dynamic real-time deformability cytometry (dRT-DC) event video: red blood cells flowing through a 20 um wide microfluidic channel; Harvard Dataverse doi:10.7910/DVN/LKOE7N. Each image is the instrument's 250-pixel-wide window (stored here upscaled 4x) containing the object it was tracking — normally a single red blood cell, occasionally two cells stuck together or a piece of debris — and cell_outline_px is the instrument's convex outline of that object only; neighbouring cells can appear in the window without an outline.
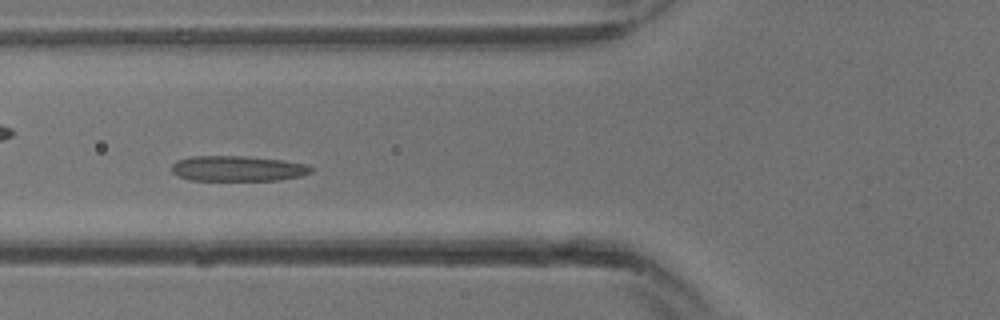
{"species": "common noctule bat (a hibernating species)", "species_latin": "Nyctalus noctula", "temperature_condition": "warm", "stored_images_in_passage": 31, "camera_frame_rate_fps": 3000, "um_per_image_px": 0.085, "animal": {"sex": "male", "body_mass_g": 13.3}, "frame": {"image": 1, "passage_image": 13, "time_ms": 4.0, "image_size_px": [1000, 320], "cell_outline_px": [[312, 172], [300, 176], [280, 180], [192, 180], [180, 176], [172, 172], [172, 164], [176, 160], [192, 156], [244, 156], [284, 160], [304, 164], [312, 168]], "centroid_in_image_um": [20.2, 14.32], "position_along_channel_um": 105.6, "area_um2": 20.52}}
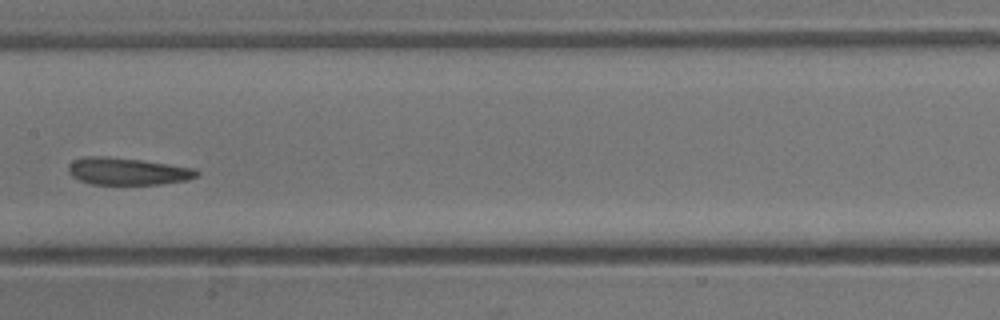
{"frame": {"image": 2, "passage_image": 17, "time_ms": 5.333, "image_size_px": [1000, 320], "cell_outline_px": [[200, 172], [196, 176], [188, 180], [160, 184], [92, 184], [80, 180], [72, 176], [68, 172], [68, 164], [72, 160], [88, 156], [104, 156], [140, 160], [168, 164], [192, 168]], "centroid_in_image_um": [10.8, 14.56], "position_along_channel_um": 196.6, "area_um2": 20.17}}
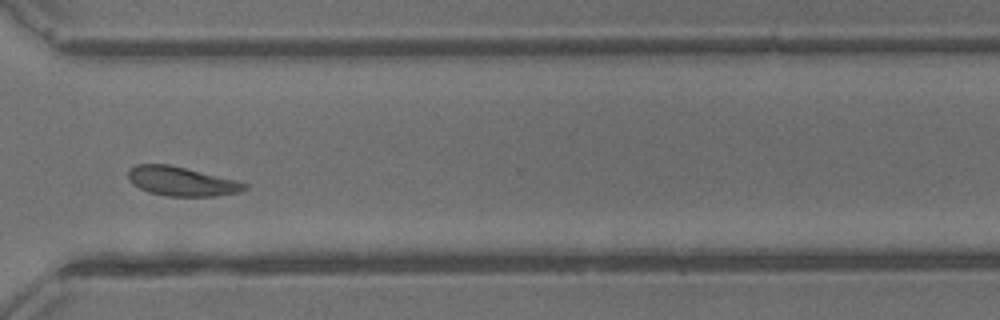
{"frame": {"image": 3, "passage_image": 24, "time_ms": 7.667, "image_size_px": [1000, 320], "cell_outline_px": [[248, 188], [240, 192], [216, 196], [168, 196], [148, 192], [132, 184], [128, 180], [128, 172], [136, 164], [168, 164], [240, 180], [248, 184]], "centroid_in_image_um": [15.48, 15.41], "position_along_channel_um": 355.1, "area_um2": 20.0}}